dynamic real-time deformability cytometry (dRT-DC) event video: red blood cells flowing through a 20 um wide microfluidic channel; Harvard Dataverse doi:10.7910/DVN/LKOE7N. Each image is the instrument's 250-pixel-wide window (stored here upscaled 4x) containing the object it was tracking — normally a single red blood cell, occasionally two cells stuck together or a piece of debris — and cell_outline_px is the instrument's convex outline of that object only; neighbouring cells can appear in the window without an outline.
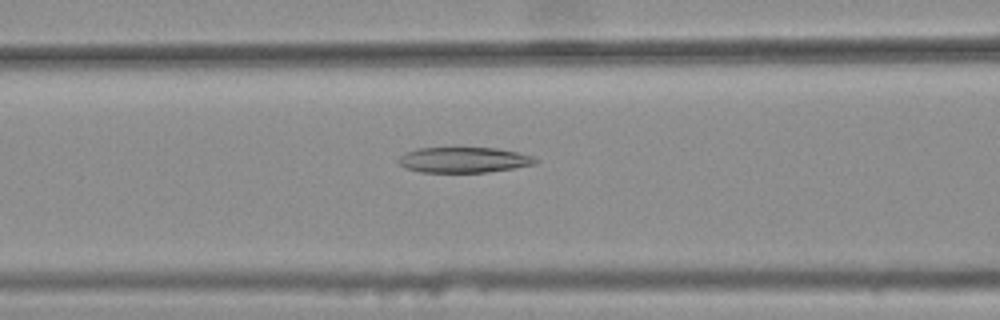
{"species": "common noctule bat (a hibernating species)", "species_latin": "Nyctalus noctula", "temperature_condition": "warm", "stored_images_in_passage": 47, "camera_frame_rate_fps": 3000, "um_per_image_px": 0.085, "animal": {"sex": "female", "body_mass_g": 25.1}, "frame": {"image": 1, "passage_image": 21, "time_ms": 6.667, "image_size_px": [1000, 320], "cell_outline_px": [[540, 160], [536, 164], [488, 172], [420, 172], [408, 168], [400, 164], [396, 160], [404, 152], [416, 148], [496, 148], [516, 152], [532, 156]], "centroid_in_image_um": [39.41, 13.59], "position_along_channel_um": 127.2, "area_um2": 20.29}}
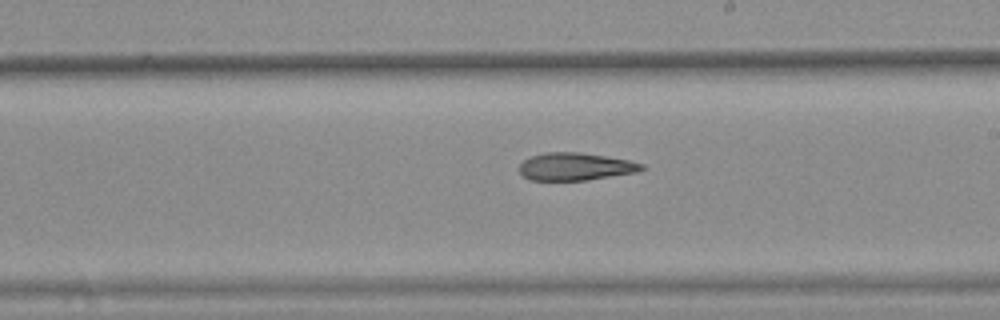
{"frame": {"image": 2, "passage_image": 30, "time_ms": 9.667, "image_size_px": [1000, 320], "cell_outline_px": [[648, 168], [636, 172], [588, 180], [528, 180], [520, 172], [520, 164], [524, 160], [532, 156], [544, 152], [580, 152], [628, 160], [644, 164]], "centroid_in_image_um": [48.93, 14.16], "position_along_channel_um": 240.1, "area_um2": 19.65}}
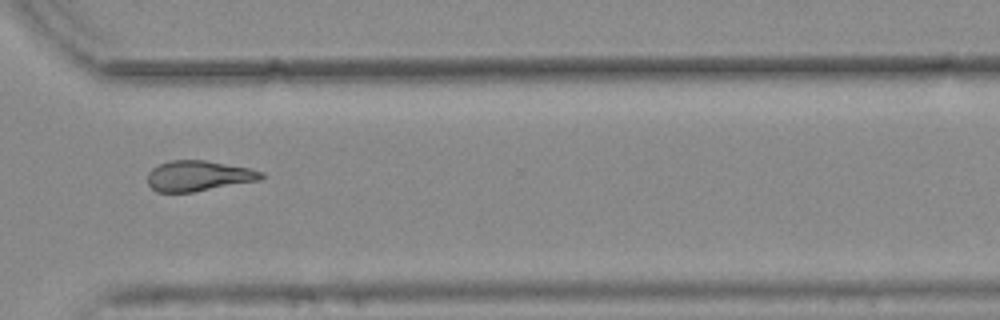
{"frame": {"image": 3, "passage_image": 39, "time_ms": 12.667, "image_size_px": [1000, 320], "cell_outline_px": [[264, 176], [260, 180], [192, 192], [156, 192], [148, 184], [148, 172], [152, 168], [168, 160], [204, 160], [248, 168], [264, 172]], "centroid_in_image_um": [16.85, 14.95], "position_along_channel_um": 353.8, "area_um2": 20.06}, "authors_computed_cell_mechanics": {"area_um2": 20.8658, "velocity_mm_per_s": 3.7777, "shape_relaxation_time_tau1_ms": null, "shape_relaxation_time_tau2_ms": 8.8927, "deformation_change_tau1": null, "deformation_change_tau2": 0.2254}}